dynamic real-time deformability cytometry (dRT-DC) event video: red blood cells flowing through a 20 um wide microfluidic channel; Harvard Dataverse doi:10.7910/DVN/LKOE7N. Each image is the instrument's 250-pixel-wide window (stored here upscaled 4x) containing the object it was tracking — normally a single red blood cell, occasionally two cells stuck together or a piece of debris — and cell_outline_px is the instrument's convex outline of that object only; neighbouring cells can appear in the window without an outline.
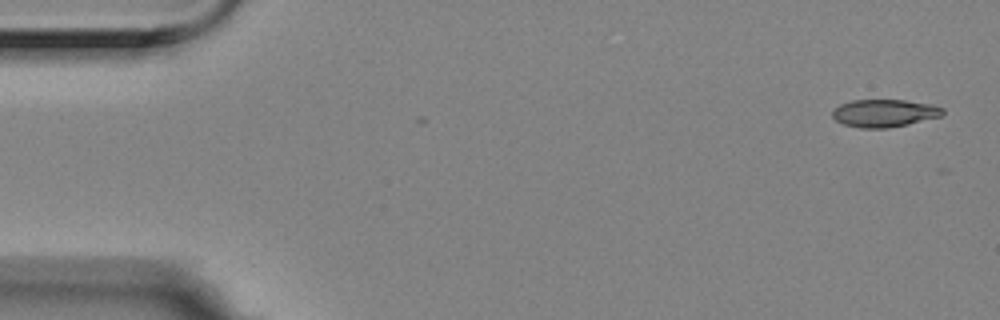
{"species": "Egyptian fruit bat (a non-hibernating species)", "species_latin": "Rousettus aegyptiacus", "temperature_condition": "room temperature", "stored_images_in_passage": 6, "camera_frame_rate_fps": 3000, "um_per_image_px": 0.085, "animal": {"sex": "female"}, "frame": {"image": 1, "passage_image": 1, "time_ms": 0.0, "image_size_px": [1000, 320], "cell_outline_px": [[944, 112], [940, 116], [908, 124], [888, 128], [860, 128], [844, 124], [836, 120], [832, 116], [832, 112], [840, 104], [852, 100], [904, 100], [932, 104], [944, 108]], "centroid_in_image_um": [75.17, 9.61], "position_along_channel_um": 9.8, "area_um2": 17.69}}
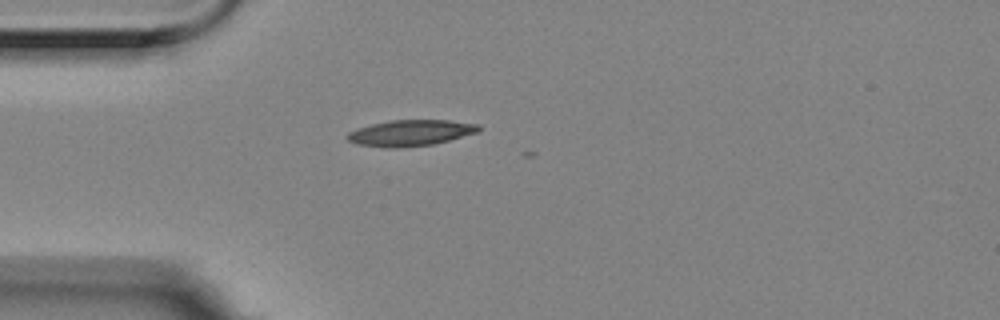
{"frame": {"image": 2, "passage_image": 5, "time_ms": 1.333, "image_size_px": [1000, 320], "cell_outline_px": [[480, 128], [476, 132], [448, 140], [432, 144], [392, 148], [360, 144], [348, 140], [344, 136], [348, 132], [372, 124], [388, 120], [448, 120], [480, 124]], "centroid_in_image_um": [34.88, 11.28], "position_along_channel_um": 50.1, "area_um2": 19.54}}